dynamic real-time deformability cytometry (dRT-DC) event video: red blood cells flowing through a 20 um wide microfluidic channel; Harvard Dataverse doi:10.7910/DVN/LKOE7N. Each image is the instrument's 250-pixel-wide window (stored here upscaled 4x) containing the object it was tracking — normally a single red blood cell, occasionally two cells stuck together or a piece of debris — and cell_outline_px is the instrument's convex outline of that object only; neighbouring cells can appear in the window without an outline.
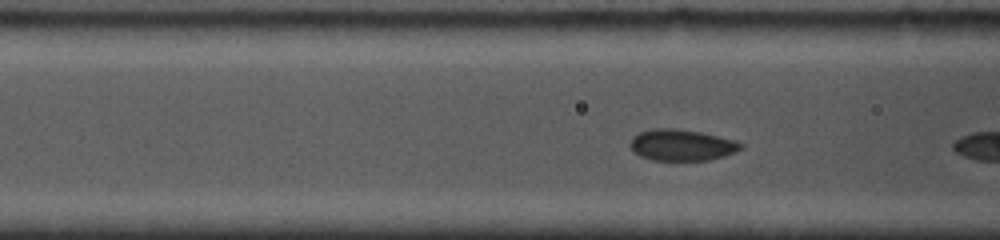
{"species": "common noctule bat (a hibernating species)", "species_latin": "Nyctalus noctula", "temperature_condition": "cold", "stored_images_in_passage": 32, "camera_frame_rate_fps": 5000, "um_per_image_px": 0.085, "animal": {"sex": "female", "body_mass_g": 19.0, "forearm_length_mm": 53.3}, "frame": {"image": 1, "passage_image": 9, "time_ms": 1.6, "image_size_px": [1000, 240], "cell_outline_px": [[744, 148], [736, 152], [724, 156], [708, 160], [652, 160], [640, 156], [632, 152], [628, 144], [632, 136], [640, 132], [652, 128], [676, 128], [700, 132], [736, 140], [744, 144]], "centroid_in_image_um": [57.93, 12.32], "position_along_channel_um": 108.7, "area_um2": 20.52}}
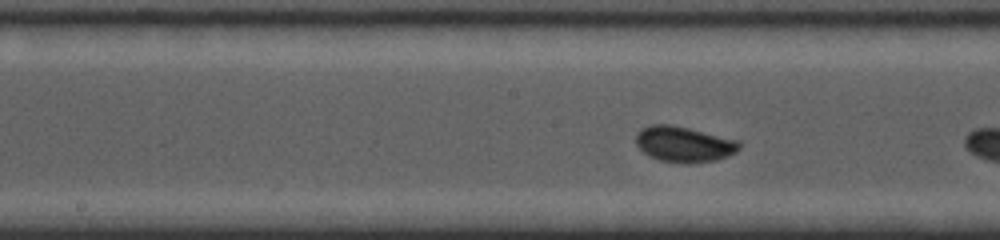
{"frame": {"image": 2, "passage_image": 19, "time_ms": 3.8, "image_size_px": [1000, 240], "cell_outline_px": [[740, 148], [736, 152], [728, 156], [716, 160], [660, 160], [644, 152], [636, 144], [636, 132], [640, 128], [648, 124], [672, 124], [740, 140]], "centroid_in_image_um": [58.13, 12.18], "position_along_channel_um": 190.1, "area_um2": 20.87}}
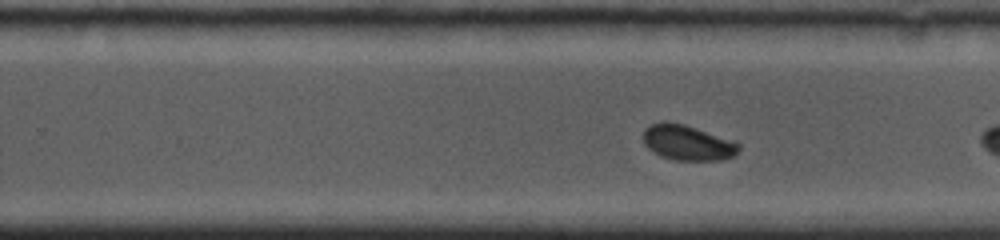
{"frame": {"image": 3, "passage_image": 30, "time_ms": 6.0, "image_size_px": [1000, 240], "cell_outline_px": [[740, 148], [736, 156], [720, 160], [676, 160], [660, 156], [652, 152], [644, 144], [644, 128], [660, 120], [664, 120], [684, 124], [736, 140], [740, 144]], "centroid_in_image_um": [58.47, 12.11], "position_along_channel_um": 271.3, "area_um2": 20.11}}